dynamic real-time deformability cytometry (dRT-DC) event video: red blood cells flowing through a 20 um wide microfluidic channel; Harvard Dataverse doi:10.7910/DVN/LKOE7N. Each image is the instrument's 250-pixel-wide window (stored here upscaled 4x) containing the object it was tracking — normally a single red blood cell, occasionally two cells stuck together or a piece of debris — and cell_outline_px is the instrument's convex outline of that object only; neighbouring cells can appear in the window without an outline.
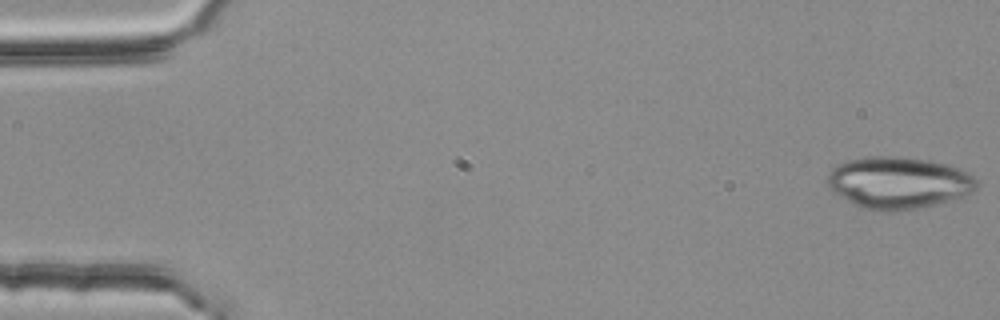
{"species": "common noctule bat (a hibernating species)", "species_latin": "Nyctalus noctula", "temperature_condition": "room temperature", "stored_images_in_passage": 5, "camera_frame_rate_fps": 3000, "um_per_image_px": 0.085, "animal": {"sex": "female", "body_mass_g": 25.1}, "frame": {"image": 1, "passage_image": 1, "time_ms": 0.0, "image_size_px": [1000, 320], "cell_outline_px": [[976, 188], [972, 192], [936, 204], [916, 208], [888, 212], [880, 212], [860, 208], [852, 204], [832, 192], [828, 184], [828, 172], [836, 164], [848, 160], [864, 156], [896, 156], [932, 160], [960, 168], [968, 172], [976, 180]], "centroid_in_image_um": [76.31, 15.52], "position_along_channel_um": 8.7, "area_um2": 45.43}}